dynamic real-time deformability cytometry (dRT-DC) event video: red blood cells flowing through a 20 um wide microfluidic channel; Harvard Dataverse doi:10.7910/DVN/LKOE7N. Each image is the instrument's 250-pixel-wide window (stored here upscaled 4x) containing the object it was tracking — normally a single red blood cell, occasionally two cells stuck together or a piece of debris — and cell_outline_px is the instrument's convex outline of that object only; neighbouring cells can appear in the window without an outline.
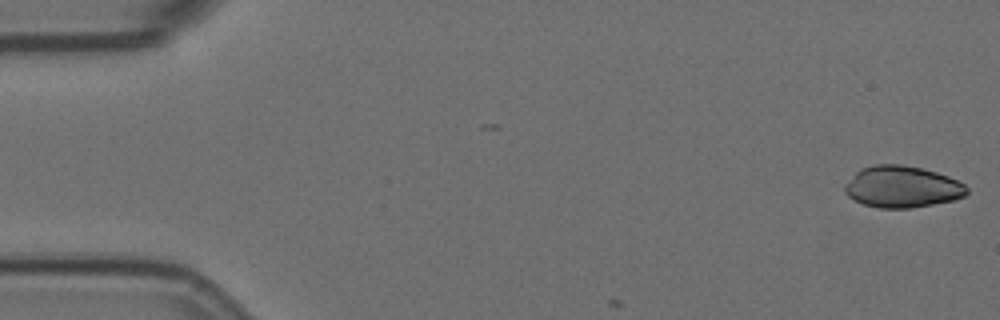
{"species": "Egyptian fruit bat (a non-hibernating species)", "species_latin": "Rousettus aegyptiacus", "temperature_condition": "room temperature", "stored_images_in_passage": 3, "camera_frame_rate_fps": 3000, "um_per_image_px": 0.085, "animal": {"sex": "female"}, "frame": {"image": 1, "passage_image": 1, "time_ms": 0.0, "image_size_px": [1000, 320], "cell_outline_px": [[968, 192], [964, 196], [952, 200], [932, 204], [908, 208], [880, 208], [864, 204], [852, 200], [844, 192], [844, 184], [860, 168], [876, 164], [900, 164], [920, 168], [936, 172], [948, 176], [964, 184], [968, 188]], "centroid_in_image_um": [76.64, 15.87], "position_along_channel_um": 8.4, "area_um2": 29.54}}